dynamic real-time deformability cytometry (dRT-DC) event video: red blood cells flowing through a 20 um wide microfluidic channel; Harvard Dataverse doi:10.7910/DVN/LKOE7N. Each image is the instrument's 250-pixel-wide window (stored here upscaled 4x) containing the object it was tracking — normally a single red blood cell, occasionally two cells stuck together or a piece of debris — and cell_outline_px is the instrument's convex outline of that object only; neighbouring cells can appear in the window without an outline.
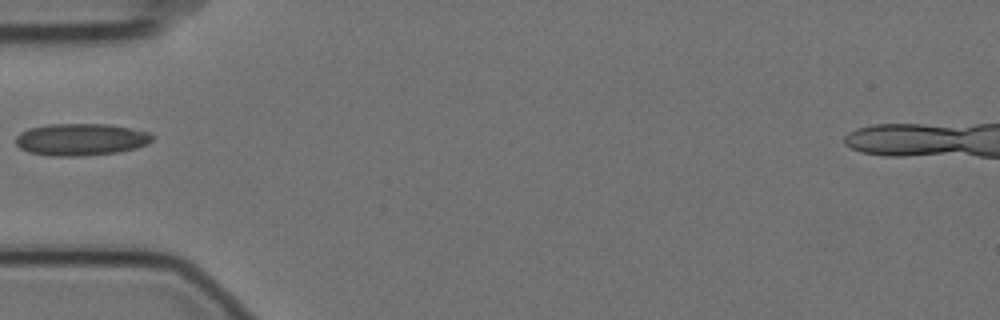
{"species": "Egyptian fruit bat (a non-hibernating species)", "species_latin": "Rousettus aegyptiacus", "temperature_condition": "cold", "stored_images_in_passage": 1, "camera_frame_rate_fps": 3000, "um_per_image_px": 0.085, "animal": {"sex": "female"}, "frame": {"image": 1, "passage_image": 1, "time_ms": 0.0, "image_size_px": [1000, 320], "cell_outline_px": [[156, 136], [148, 144], [136, 148], [116, 152], [80, 156], [52, 156], [28, 152], [20, 148], [16, 144], [16, 136], [20, 132], [28, 128], [48, 124], [112, 124], [152, 132]], "centroid_in_image_um": [6.91, 11.84], "position_along_channel_um": 78.1, "area_um2": 25.84}}